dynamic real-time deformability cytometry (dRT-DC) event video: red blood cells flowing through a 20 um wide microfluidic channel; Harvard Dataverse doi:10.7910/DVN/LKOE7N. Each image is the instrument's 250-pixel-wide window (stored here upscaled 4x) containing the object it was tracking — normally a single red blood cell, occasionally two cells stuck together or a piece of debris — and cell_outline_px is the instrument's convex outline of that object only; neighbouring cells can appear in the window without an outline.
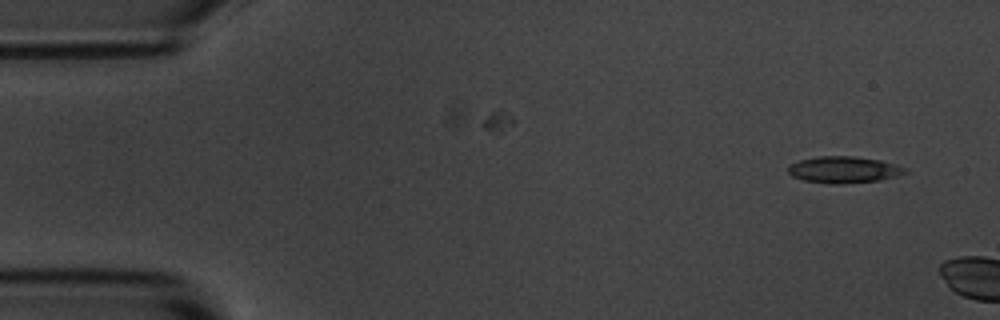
{"species": "common noctule bat (a hibernating species)", "species_latin": "Nyctalus noctula", "temperature_condition": "room temperature", "stored_images_in_passage": 4, "camera_frame_rate_fps": 3000, "um_per_image_px": 0.085, "animal": {"sex": "male", "body_mass_g": 20.1, "forearm_length_mm": 53.5}, "frame": {"image": 1, "passage_image": 2, "time_ms": 1.0, "image_size_px": [1000, 320], "cell_outline_px": [[908, 172], [896, 176], [880, 180], [844, 184], [828, 184], [804, 180], [792, 176], [788, 172], [788, 164], [800, 160], [820, 156], [856, 156], [880, 160], [896, 164], [908, 168]], "centroid_in_image_um": [71.74, 14.42], "position_along_channel_um": 13.3, "area_um2": 18.32}}